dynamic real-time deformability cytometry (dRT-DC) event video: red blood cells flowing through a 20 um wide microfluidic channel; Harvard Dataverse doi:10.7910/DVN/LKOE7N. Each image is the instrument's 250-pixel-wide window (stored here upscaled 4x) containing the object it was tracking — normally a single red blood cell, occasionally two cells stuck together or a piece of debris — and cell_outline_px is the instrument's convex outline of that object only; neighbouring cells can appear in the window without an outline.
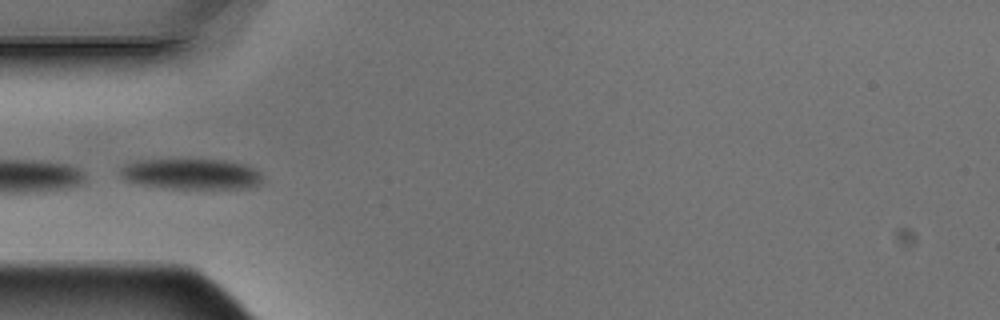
{"species": "Egyptian fruit bat (a non-hibernating species)", "species_latin": "Rousettus aegyptiacus", "temperature_condition": "warm", "stored_images_in_passage": 15, "camera_frame_rate_fps": 3000, "um_per_image_px": 0.085, "animal": {"sex": "male"}, "frame": {"image": 1, "passage_image": 5, "time_ms": 1.333, "image_size_px": [1000, 320], "cell_outline_px": [[264, 180], [260, 184], [248, 188], [160, 188], [136, 184], [124, 180], [120, 176], [120, 168], [124, 164], [136, 160], [224, 160], [244, 164], [260, 172], [264, 176]], "centroid_in_image_um": [16.23, 14.8], "position_along_channel_um": 68.8, "area_um2": 25.66}}
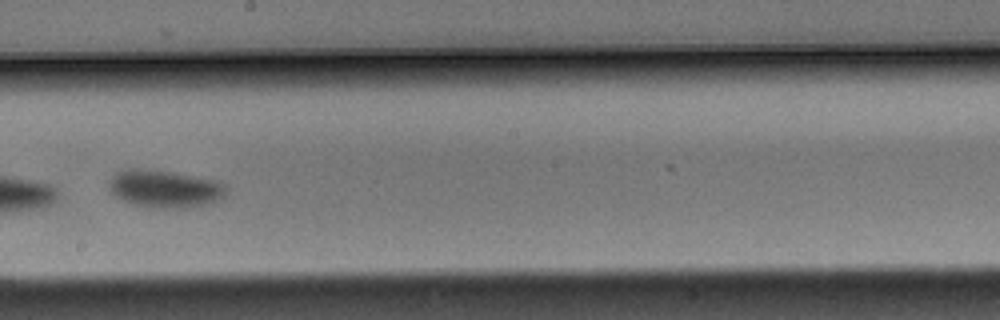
{"frame": {"image": 2, "passage_image": 9, "time_ms": 2.667, "image_size_px": [1000, 320], "cell_outline_px": [[228, 192], [220, 200], [204, 204], [184, 208], [148, 208], [132, 204], [116, 196], [108, 188], [108, 184], [112, 176], [116, 172], [128, 168], [140, 168], [172, 172], [220, 180], [228, 184]], "centroid_in_image_um": [14.05, 16.04], "position_along_channel_um": 234.2, "area_um2": 26.18}}
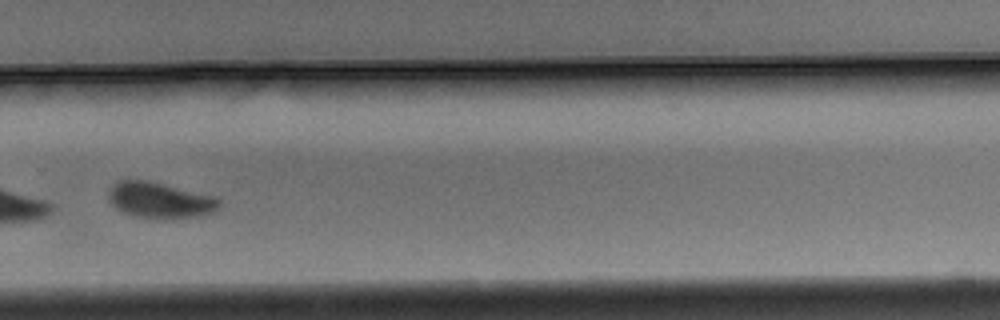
{"frame": {"image": 3, "passage_image": 11, "time_ms": 3.333, "image_size_px": [1000, 320], "cell_outline_px": [[220, 208], [216, 212], [200, 216], [172, 220], [164, 220], [132, 216], [116, 208], [108, 200], [108, 192], [116, 180], [148, 180], [216, 196], [220, 200]], "centroid_in_image_um": [13.63, 17.04], "position_along_channel_um": 316.2, "area_um2": 23.87}}